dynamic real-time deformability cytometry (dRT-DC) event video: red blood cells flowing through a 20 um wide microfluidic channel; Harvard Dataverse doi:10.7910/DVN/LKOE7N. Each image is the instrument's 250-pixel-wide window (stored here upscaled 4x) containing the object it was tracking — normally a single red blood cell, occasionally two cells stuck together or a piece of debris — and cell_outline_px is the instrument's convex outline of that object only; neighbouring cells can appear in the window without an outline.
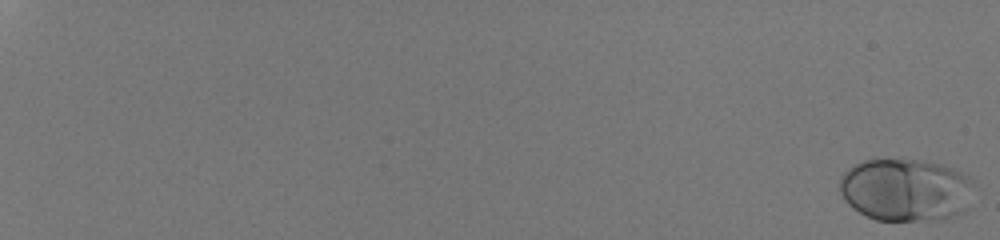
{"species": "human", "species_latin": "Homo sapiens", "temperature_condition": "room temperature", "stored_images_in_passage": 50, "camera_frame_rate_fps": 3000, "um_per_image_px": 0.085, "donor": {"sex": "male"}, "frame": {"image": 1, "passage_image": 1, "time_ms": 0.0, "image_size_px": [1000, 240], "cell_outline_px": [[976, 184], [964, 208], [960, 212], [948, 216], [920, 220], [876, 220], [852, 208], [844, 200], [840, 192], [840, 176], [848, 168], [864, 160], [920, 160], [940, 164], [952, 168], [960, 172], [972, 180]], "centroid_in_image_um": [76.93, 16.12], "position_along_channel_um": 8.1, "area_um2": 48.44}}
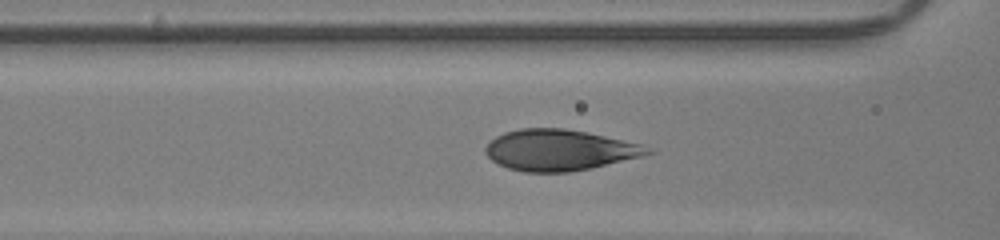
{"frame": {"image": 2, "passage_image": 29, "time_ms": 9.333, "image_size_px": [1000, 240], "cell_outline_px": [[656, 152], [644, 156], [592, 168], [572, 172], [524, 172], [508, 168], [492, 160], [484, 152], [484, 148], [496, 136], [504, 132], [520, 128], [564, 128], [588, 132], [644, 144]], "centroid_in_image_um": [47.6, 12.75], "position_along_channel_um": 119.0, "area_um2": 39.07}}
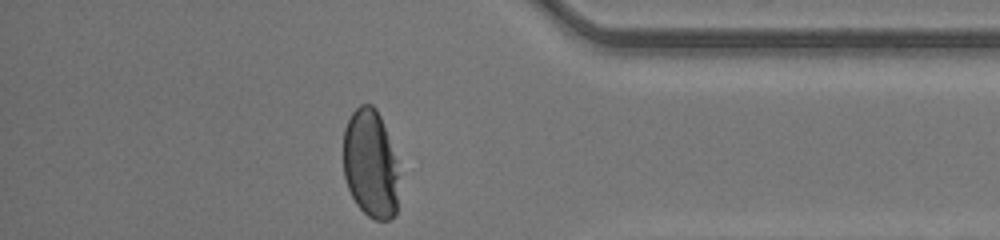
{"frame": {"image": 3, "passage_image": 50, "time_ms": 16.333, "image_size_px": [1000, 240], "cell_outline_px": [[396, 212], [388, 220], [376, 220], [368, 216], [356, 204], [348, 188], [344, 176], [344, 128], [352, 112], [360, 104], [372, 104], [376, 108], [380, 116], [396, 160]], "centroid_in_image_um": [31.45, 13.91], "position_along_channel_um": 403.8, "area_um2": 34.51}}